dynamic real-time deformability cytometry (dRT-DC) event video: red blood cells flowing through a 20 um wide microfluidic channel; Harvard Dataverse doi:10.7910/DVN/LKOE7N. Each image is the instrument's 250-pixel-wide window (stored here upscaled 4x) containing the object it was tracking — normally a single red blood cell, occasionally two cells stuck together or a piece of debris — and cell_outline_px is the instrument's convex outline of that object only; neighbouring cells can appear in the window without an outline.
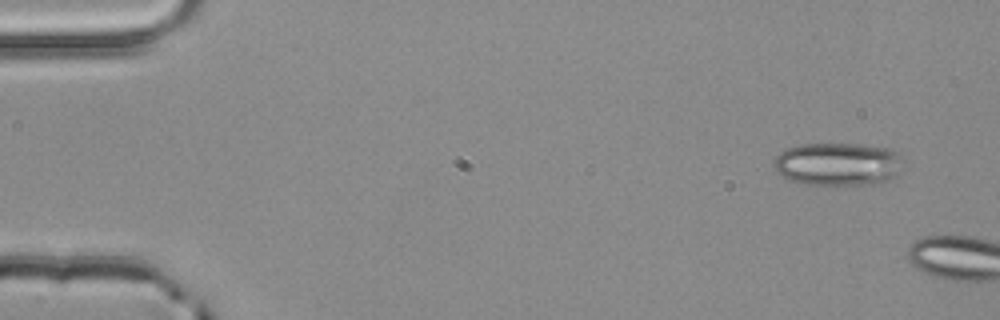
{"species": "common noctule bat (a hibernating species)", "species_latin": "Nyctalus noctula", "temperature_condition": "room temperature", "stored_images_in_passage": 2, "camera_frame_rate_fps": 3000, "um_per_image_px": 0.085, "animal": {"sex": "male", "body_mass_g": 20.4}, "frame": {"image": 1, "passage_image": 1, "time_ms": 0.0, "image_size_px": [1000, 320], "cell_outline_px": [[900, 172], [888, 180], [872, 184], [804, 184], [792, 180], [776, 172], [772, 164], [772, 160], [780, 152], [788, 148], [800, 144], [856, 144], [900, 148]], "centroid_in_image_um": [71.24, 13.92], "position_along_channel_um": 13.8, "area_um2": 32.66}}